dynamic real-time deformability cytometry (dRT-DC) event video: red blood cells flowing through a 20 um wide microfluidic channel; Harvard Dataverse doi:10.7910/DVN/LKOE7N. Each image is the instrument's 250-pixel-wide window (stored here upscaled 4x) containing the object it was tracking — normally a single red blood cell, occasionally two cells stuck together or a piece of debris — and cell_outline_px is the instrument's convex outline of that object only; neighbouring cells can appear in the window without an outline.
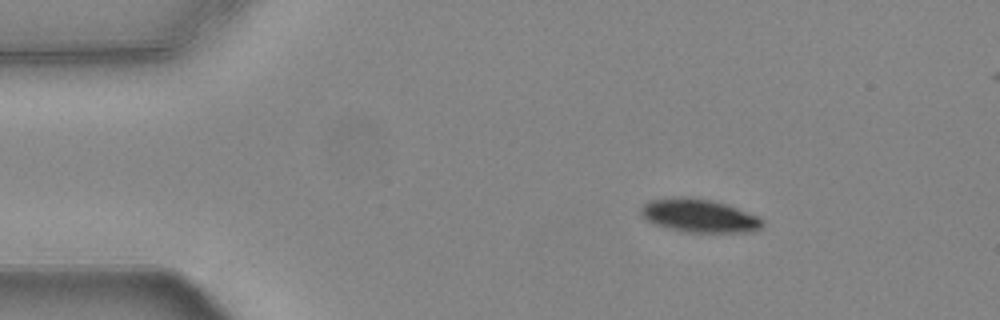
{"species": "common noctule bat (a hibernating species)", "species_latin": "Nyctalus noctula", "temperature_condition": "warm", "stored_images_in_passage": 48, "camera_frame_rate_fps": 3000, "um_per_image_px": 0.085, "animal": {"sex": "female", "body_mass_g": 24.6, "forearm_length_mm": 56.2}, "frame": {"image": 1, "passage_image": 1, "time_ms": 0.0, "image_size_px": [1000, 320], "cell_outline_px": [[764, 224], [760, 228], [752, 232], [684, 232], [668, 228], [644, 220], [640, 216], [640, 208], [648, 200], [680, 196], [684, 196], [712, 200], [760, 216], [764, 220]], "centroid_in_image_um": [59.4, 18.33], "position_along_channel_um": 25.6, "area_um2": 23.81}}
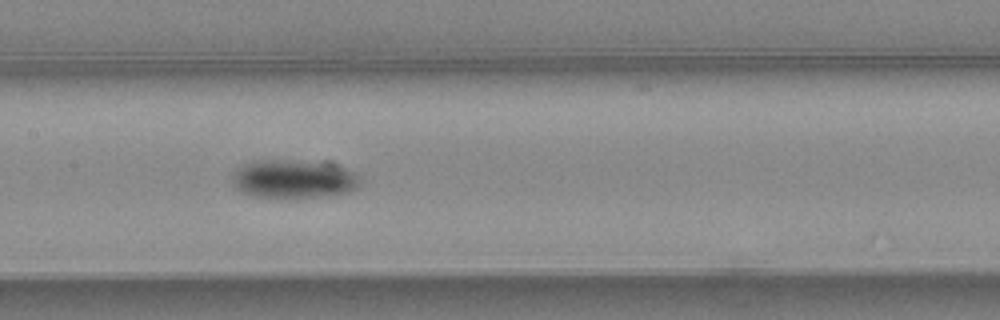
{"frame": {"image": 2, "passage_image": 19, "time_ms": 6.0, "image_size_px": [1000, 320], "cell_outline_px": [[360, 184], [356, 188], [348, 192], [336, 196], [288, 200], [280, 200], [252, 196], [240, 192], [232, 184], [232, 176], [236, 168], [244, 164], [256, 160], [284, 160], [336, 164], [360, 176]], "centroid_in_image_um": [24.94, 15.28], "position_along_channel_um": 182.5, "area_um2": 29.82}}
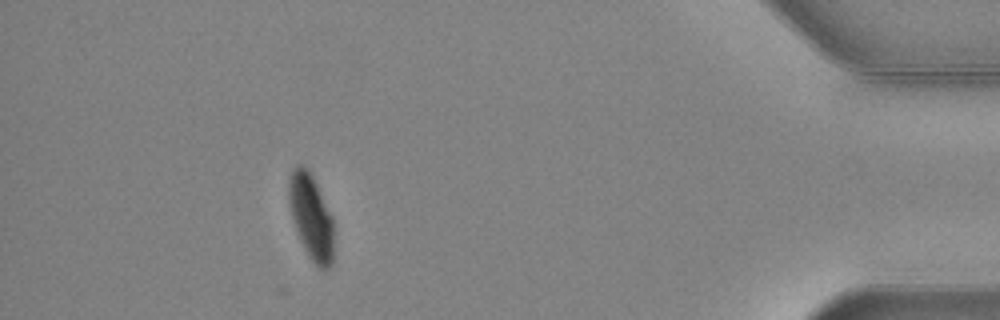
{"frame": {"image": 3, "passage_image": 42, "time_ms": 13.667, "image_size_px": [1000, 320], "cell_outline_px": [[332, 268], [316, 268], [308, 256], [300, 240], [292, 220], [288, 204], [288, 180], [292, 168], [296, 164], [300, 164], [308, 168], [332, 216]], "centroid_in_image_um": [26.4, 18.42], "position_along_channel_um": 408.8, "area_um2": 22.43}, "authors_computed_cell_mechanics": {"area_um2": 26.1834, "velocity_mm_per_s": 3.7114, "shape_relaxation_time_tau1_ms": 2.8572, "shape_relaxation_time_tau2_ms": null, "deformation_change_tau1": 0.1093, "deformation_change_tau2": null}}